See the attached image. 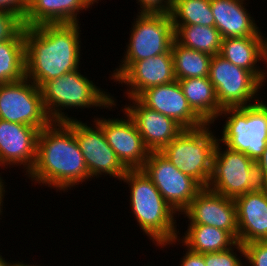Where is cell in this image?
<instances>
[{
  "instance_id": "cell-21",
  "label": "cell",
  "mask_w": 267,
  "mask_h": 266,
  "mask_svg": "<svg viewBox=\"0 0 267 266\" xmlns=\"http://www.w3.org/2000/svg\"><path fill=\"white\" fill-rule=\"evenodd\" d=\"M245 1L247 0H211L215 27L222 38L263 35L255 18L248 12Z\"/></svg>"
},
{
  "instance_id": "cell-28",
  "label": "cell",
  "mask_w": 267,
  "mask_h": 266,
  "mask_svg": "<svg viewBox=\"0 0 267 266\" xmlns=\"http://www.w3.org/2000/svg\"><path fill=\"white\" fill-rule=\"evenodd\" d=\"M170 16L173 25L215 27L211 0H173Z\"/></svg>"
},
{
  "instance_id": "cell-34",
  "label": "cell",
  "mask_w": 267,
  "mask_h": 266,
  "mask_svg": "<svg viewBox=\"0 0 267 266\" xmlns=\"http://www.w3.org/2000/svg\"><path fill=\"white\" fill-rule=\"evenodd\" d=\"M185 253L180 261V266H206L204 261V254L193 252L188 248L184 247Z\"/></svg>"
},
{
  "instance_id": "cell-15",
  "label": "cell",
  "mask_w": 267,
  "mask_h": 266,
  "mask_svg": "<svg viewBox=\"0 0 267 266\" xmlns=\"http://www.w3.org/2000/svg\"><path fill=\"white\" fill-rule=\"evenodd\" d=\"M39 131L36 127L0 119V167L3 170L23 167L27 176L36 162Z\"/></svg>"
},
{
  "instance_id": "cell-29",
  "label": "cell",
  "mask_w": 267,
  "mask_h": 266,
  "mask_svg": "<svg viewBox=\"0 0 267 266\" xmlns=\"http://www.w3.org/2000/svg\"><path fill=\"white\" fill-rule=\"evenodd\" d=\"M237 252L241 256H238ZM242 257H245V251L240 242L222 252L204 253L206 266H245V262L240 259Z\"/></svg>"
},
{
  "instance_id": "cell-23",
  "label": "cell",
  "mask_w": 267,
  "mask_h": 266,
  "mask_svg": "<svg viewBox=\"0 0 267 266\" xmlns=\"http://www.w3.org/2000/svg\"><path fill=\"white\" fill-rule=\"evenodd\" d=\"M178 243L193 252L204 254L228 250L233 247L237 241L227 231L213 226L188 225L184 235L182 233V237L178 235L176 239L165 242L158 248H169L171 245L175 244L178 246Z\"/></svg>"
},
{
  "instance_id": "cell-37",
  "label": "cell",
  "mask_w": 267,
  "mask_h": 266,
  "mask_svg": "<svg viewBox=\"0 0 267 266\" xmlns=\"http://www.w3.org/2000/svg\"><path fill=\"white\" fill-rule=\"evenodd\" d=\"M263 52H264V61L263 63L267 65V37H263ZM267 69V66H265Z\"/></svg>"
},
{
  "instance_id": "cell-5",
  "label": "cell",
  "mask_w": 267,
  "mask_h": 266,
  "mask_svg": "<svg viewBox=\"0 0 267 266\" xmlns=\"http://www.w3.org/2000/svg\"><path fill=\"white\" fill-rule=\"evenodd\" d=\"M221 117L226 119L218 141L256 162L267 146V102L260 99L249 106L225 107L217 120Z\"/></svg>"
},
{
  "instance_id": "cell-40",
  "label": "cell",
  "mask_w": 267,
  "mask_h": 266,
  "mask_svg": "<svg viewBox=\"0 0 267 266\" xmlns=\"http://www.w3.org/2000/svg\"><path fill=\"white\" fill-rule=\"evenodd\" d=\"M87 1L91 6H94L95 3H97V4L99 3V0H87ZM100 2H101V0H100Z\"/></svg>"
},
{
  "instance_id": "cell-25",
  "label": "cell",
  "mask_w": 267,
  "mask_h": 266,
  "mask_svg": "<svg viewBox=\"0 0 267 266\" xmlns=\"http://www.w3.org/2000/svg\"><path fill=\"white\" fill-rule=\"evenodd\" d=\"M175 40L190 49L212 56L221 51L222 36L214 26L173 25Z\"/></svg>"
},
{
  "instance_id": "cell-31",
  "label": "cell",
  "mask_w": 267,
  "mask_h": 266,
  "mask_svg": "<svg viewBox=\"0 0 267 266\" xmlns=\"http://www.w3.org/2000/svg\"><path fill=\"white\" fill-rule=\"evenodd\" d=\"M245 265L267 266V240L253 241L243 245ZM247 261V263H246Z\"/></svg>"
},
{
  "instance_id": "cell-33",
  "label": "cell",
  "mask_w": 267,
  "mask_h": 266,
  "mask_svg": "<svg viewBox=\"0 0 267 266\" xmlns=\"http://www.w3.org/2000/svg\"><path fill=\"white\" fill-rule=\"evenodd\" d=\"M0 9L16 13L23 19L27 10V0H0Z\"/></svg>"
},
{
  "instance_id": "cell-6",
  "label": "cell",
  "mask_w": 267,
  "mask_h": 266,
  "mask_svg": "<svg viewBox=\"0 0 267 266\" xmlns=\"http://www.w3.org/2000/svg\"><path fill=\"white\" fill-rule=\"evenodd\" d=\"M211 125L213 126L205 124L197 129L183 130L160 151L182 173L192 177L203 188L208 186L214 152L220 137L210 130Z\"/></svg>"
},
{
  "instance_id": "cell-9",
  "label": "cell",
  "mask_w": 267,
  "mask_h": 266,
  "mask_svg": "<svg viewBox=\"0 0 267 266\" xmlns=\"http://www.w3.org/2000/svg\"><path fill=\"white\" fill-rule=\"evenodd\" d=\"M208 77L222 108L249 106L261 99L259 93L264 85L250 71L234 65L220 54L212 56Z\"/></svg>"
},
{
  "instance_id": "cell-20",
  "label": "cell",
  "mask_w": 267,
  "mask_h": 266,
  "mask_svg": "<svg viewBox=\"0 0 267 266\" xmlns=\"http://www.w3.org/2000/svg\"><path fill=\"white\" fill-rule=\"evenodd\" d=\"M92 6L87 0H27L24 27L42 24L79 23V14Z\"/></svg>"
},
{
  "instance_id": "cell-18",
  "label": "cell",
  "mask_w": 267,
  "mask_h": 266,
  "mask_svg": "<svg viewBox=\"0 0 267 266\" xmlns=\"http://www.w3.org/2000/svg\"><path fill=\"white\" fill-rule=\"evenodd\" d=\"M176 80L171 49L154 57L134 62L116 81L126 85L128 98H137L149 87L168 84ZM118 82V83H117Z\"/></svg>"
},
{
  "instance_id": "cell-12",
  "label": "cell",
  "mask_w": 267,
  "mask_h": 266,
  "mask_svg": "<svg viewBox=\"0 0 267 266\" xmlns=\"http://www.w3.org/2000/svg\"><path fill=\"white\" fill-rule=\"evenodd\" d=\"M141 170L178 214V218L203 189L196 180L182 173L160 151H151Z\"/></svg>"
},
{
  "instance_id": "cell-8",
  "label": "cell",
  "mask_w": 267,
  "mask_h": 266,
  "mask_svg": "<svg viewBox=\"0 0 267 266\" xmlns=\"http://www.w3.org/2000/svg\"><path fill=\"white\" fill-rule=\"evenodd\" d=\"M220 145L218 141L207 188L232 199L258 189L260 184L255 161L244 153Z\"/></svg>"
},
{
  "instance_id": "cell-17",
  "label": "cell",
  "mask_w": 267,
  "mask_h": 266,
  "mask_svg": "<svg viewBox=\"0 0 267 266\" xmlns=\"http://www.w3.org/2000/svg\"><path fill=\"white\" fill-rule=\"evenodd\" d=\"M128 101L130 103L121 106L133 119L150 152L161 151L185 130L174 119L146 107L138 98Z\"/></svg>"
},
{
  "instance_id": "cell-26",
  "label": "cell",
  "mask_w": 267,
  "mask_h": 266,
  "mask_svg": "<svg viewBox=\"0 0 267 266\" xmlns=\"http://www.w3.org/2000/svg\"><path fill=\"white\" fill-rule=\"evenodd\" d=\"M24 28L12 39L0 43V84L25 77Z\"/></svg>"
},
{
  "instance_id": "cell-7",
  "label": "cell",
  "mask_w": 267,
  "mask_h": 266,
  "mask_svg": "<svg viewBox=\"0 0 267 266\" xmlns=\"http://www.w3.org/2000/svg\"><path fill=\"white\" fill-rule=\"evenodd\" d=\"M136 17L121 63L109 76L114 82L134 62L167 53L175 39L170 14L137 13Z\"/></svg>"
},
{
  "instance_id": "cell-35",
  "label": "cell",
  "mask_w": 267,
  "mask_h": 266,
  "mask_svg": "<svg viewBox=\"0 0 267 266\" xmlns=\"http://www.w3.org/2000/svg\"><path fill=\"white\" fill-rule=\"evenodd\" d=\"M255 164L257 168L259 184L261 187L267 188V146Z\"/></svg>"
},
{
  "instance_id": "cell-27",
  "label": "cell",
  "mask_w": 267,
  "mask_h": 266,
  "mask_svg": "<svg viewBox=\"0 0 267 266\" xmlns=\"http://www.w3.org/2000/svg\"><path fill=\"white\" fill-rule=\"evenodd\" d=\"M176 80L208 77L212 55L187 48L175 39L171 45Z\"/></svg>"
},
{
  "instance_id": "cell-3",
  "label": "cell",
  "mask_w": 267,
  "mask_h": 266,
  "mask_svg": "<svg viewBox=\"0 0 267 266\" xmlns=\"http://www.w3.org/2000/svg\"><path fill=\"white\" fill-rule=\"evenodd\" d=\"M122 181L130 189L128 201L139 229L156 248L181 234L175 220L177 213L141 169L128 170Z\"/></svg>"
},
{
  "instance_id": "cell-30",
  "label": "cell",
  "mask_w": 267,
  "mask_h": 266,
  "mask_svg": "<svg viewBox=\"0 0 267 266\" xmlns=\"http://www.w3.org/2000/svg\"><path fill=\"white\" fill-rule=\"evenodd\" d=\"M23 28V19L19 15L0 9V43L12 40Z\"/></svg>"
},
{
  "instance_id": "cell-13",
  "label": "cell",
  "mask_w": 267,
  "mask_h": 266,
  "mask_svg": "<svg viewBox=\"0 0 267 266\" xmlns=\"http://www.w3.org/2000/svg\"><path fill=\"white\" fill-rule=\"evenodd\" d=\"M121 110L124 112V117L94 116L93 120L102 128L109 146L114 150L121 163L128 170L141 169L150 150L145 146L133 119L125 110L122 108Z\"/></svg>"
},
{
  "instance_id": "cell-10",
  "label": "cell",
  "mask_w": 267,
  "mask_h": 266,
  "mask_svg": "<svg viewBox=\"0 0 267 266\" xmlns=\"http://www.w3.org/2000/svg\"><path fill=\"white\" fill-rule=\"evenodd\" d=\"M0 119L39 130L53 122L46 112L40 88L26 77L0 84Z\"/></svg>"
},
{
  "instance_id": "cell-1",
  "label": "cell",
  "mask_w": 267,
  "mask_h": 266,
  "mask_svg": "<svg viewBox=\"0 0 267 266\" xmlns=\"http://www.w3.org/2000/svg\"><path fill=\"white\" fill-rule=\"evenodd\" d=\"M81 23L24 27L25 77L37 87L81 66ZM80 65V66H79Z\"/></svg>"
},
{
  "instance_id": "cell-38",
  "label": "cell",
  "mask_w": 267,
  "mask_h": 266,
  "mask_svg": "<svg viewBox=\"0 0 267 266\" xmlns=\"http://www.w3.org/2000/svg\"><path fill=\"white\" fill-rule=\"evenodd\" d=\"M16 263H17L16 261L10 262V260L9 261H7V259L5 260V258H3V256L0 254V266H15Z\"/></svg>"
},
{
  "instance_id": "cell-36",
  "label": "cell",
  "mask_w": 267,
  "mask_h": 266,
  "mask_svg": "<svg viewBox=\"0 0 267 266\" xmlns=\"http://www.w3.org/2000/svg\"><path fill=\"white\" fill-rule=\"evenodd\" d=\"M5 183L6 182L3 180L2 176L0 175V217L3 214V204H4V198H5L4 196H5L6 192H8L5 190V188H6L5 186H7V185H5ZM1 219L2 218H0V220Z\"/></svg>"
},
{
  "instance_id": "cell-24",
  "label": "cell",
  "mask_w": 267,
  "mask_h": 266,
  "mask_svg": "<svg viewBox=\"0 0 267 266\" xmlns=\"http://www.w3.org/2000/svg\"><path fill=\"white\" fill-rule=\"evenodd\" d=\"M178 82L192 110L206 124L214 125L223 108L209 77L185 78Z\"/></svg>"
},
{
  "instance_id": "cell-2",
  "label": "cell",
  "mask_w": 267,
  "mask_h": 266,
  "mask_svg": "<svg viewBox=\"0 0 267 266\" xmlns=\"http://www.w3.org/2000/svg\"><path fill=\"white\" fill-rule=\"evenodd\" d=\"M26 177L60 193L92 181L76 137L64 122H52L39 131L36 162Z\"/></svg>"
},
{
  "instance_id": "cell-19",
  "label": "cell",
  "mask_w": 267,
  "mask_h": 266,
  "mask_svg": "<svg viewBox=\"0 0 267 266\" xmlns=\"http://www.w3.org/2000/svg\"><path fill=\"white\" fill-rule=\"evenodd\" d=\"M238 242L242 245L267 240V188L237 196L235 199Z\"/></svg>"
},
{
  "instance_id": "cell-11",
  "label": "cell",
  "mask_w": 267,
  "mask_h": 266,
  "mask_svg": "<svg viewBox=\"0 0 267 266\" xmlns=\"http://www.w3.org/2000/svg\"><path fill=\"white\" fill-rule=\"evenodd\" d=\"M92 122L88 125L81 120L71 119L64 123L76 137L91 180L108 175L121 181L128 169L109 146L102 128L94 120Z\"/></svg>"
},
{
  "instance_id": "cell-14",
  "label": "cell",
  "mask_w": 267,
  "mask_h": 266,
  "mask_svg": "<svg viewBox=\"0 0 267 266\" xmlns=\"http://www.w3.org/2000/svg\"><path fill=\"white\" fill-rule=\"evenodd\" d=\"M188 225H207L227 231L238 242L235 200L203 188L180 214Z\"/></svg>"
},
{
  "instance_id": "cell-22",
  "label": "cell",
  "mask_w": 267,
  "mask_h": 266,
  "mask_svg": "<svg viewBox=\"0 0 267 266\" xmlns=\"http://www.w3.org/2000/svg\"><path fill=\"white\" fill-rule=\"evenodd\" d=\"M263 37V35H254L222 38L219 54L234 65L250 71L265 85L267 71L260 68L261 61H264ZM259 63L260 65H258Z\"/></svg>"
},
{
  "instance_id": "cell-39",
  "label": "cell",
  "mask_w": 267,
  "mask_h": 266,
  "mask_svg": "<svg viewBox=\"0 0 267 266\" xmlns=\"http://www.w3.org/2000/svg\"><path fill=\"white\" fill-rule=\"evenodd\" d=\"M15 266H41V264H39V265H37L36 263L27 264V263H25L23 261L22 262L18 261Z\"/></svg>"
},
{
  "instance_id": "cell-32",
  "label": "cell",
  "mask_w": 267,
  "mask_h": 266,
  "mask_svg": "<svg viewBox=\"0 0 267 266\" xmlns=\"http://www.w3.org/2000/svg\"><path fill=\"white\" fill-rule=\"evenodd\" d=\"M140 6L138 13L170 14L173 0H136Z\"/></svg>"
},
{
  "instance_id": "cell-4",
  "label": "cell",
  "mask_w": 267,
  "mask_h": 266,
  "mask_svg": "<svg viewBox=\"0 0 267 266\" xmlns=\"http://www.w3.org/2000/svg\"><path fill=\"white\" fill-rule=\"evenodd\" d=\"M80 69L65 73L58 78L46 81L41 87L43 104L53 122L77 119L64 112L66 109L116 108V98L98 87ZM88 77V78H87ZM63 111V112H62Z\"/></svg>"
},
{
  "instance_id": "cell-16",
  "label": "cell",
  "mask_w": 267,
  "mask_h": 266,
  "mask_svg": "<svg viewBox=\"0 0 267 266\" xmlns=\"http://www.w3.org/2000/svg\"><path fill=\"white\" fill-rule=\"evenodd\" d=\"M137 98L146 107L174 119L184 129H197L206 124L189 106L178 80L149 87Z\"/></svg>"
}]
</instances>
